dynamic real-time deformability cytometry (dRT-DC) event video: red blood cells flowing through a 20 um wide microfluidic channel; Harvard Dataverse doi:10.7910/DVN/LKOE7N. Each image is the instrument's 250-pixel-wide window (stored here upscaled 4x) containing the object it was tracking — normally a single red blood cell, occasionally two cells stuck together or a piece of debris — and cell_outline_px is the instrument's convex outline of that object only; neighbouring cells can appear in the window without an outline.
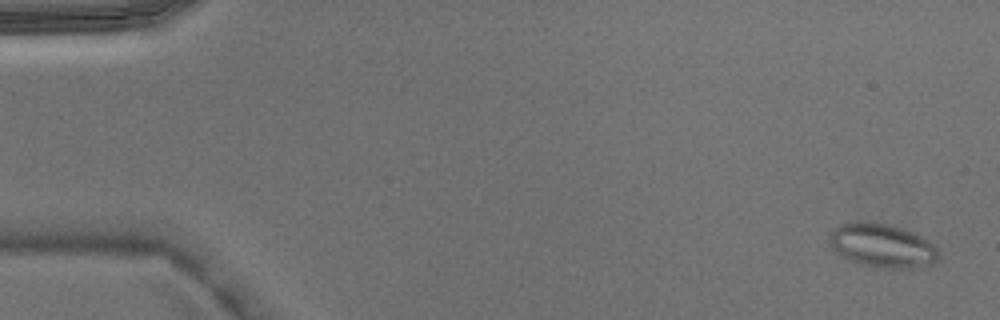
{"species": "Egyptian fruit bat (a non-hibernating species)", "species_latin": "Rousettus aegyptiacus", "temperature_condition": "warm", "stored_images_in_passage": 5, "camera_frame_rate_fps": 3000, "um_per_image_px": 0.085, "animal": {"sex": "male"}, "frame": {"image": 1, "passage_image": 1, "time_ms": 0.0, "image_size_px": [1000, 320], "cell_outline_px": [[940, 256], [932, 264], [908, 268], [884, 268], [860, 264], [848, 260], [832, 248], [828, 240], [828, 236], [832, 228], [836, 224], [852, 220], [856, 220], [884, 224], [900, 228], [912, 232], [928, 240], [936, 248]], "centroid_in_image_um": [74.91, 20.85], "position_along_channel_um": 10.1, "area_um2": 27.98}}
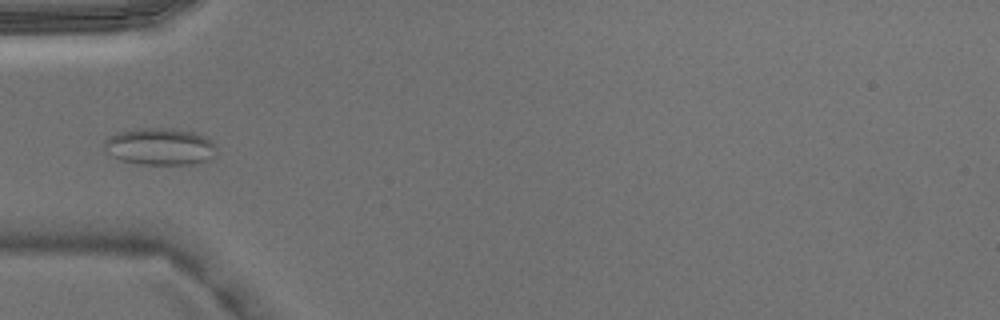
{"frame": {"image": 2, "passage_image": 5, "time_ms": 1.333, "image_size_px": [1000, 320], "cell_outline_px": [[216, 156], [208, 160], [192, 164], [144, 164], [120, 160], [112, 156], [104, 148], [104, 140], [108, 136], [116, 132], [140, 128], [172, 128], [196, 132], [212, 140], [216, 144]], "centroid_in_image_um": [13.62, 12.44], "position_along_channel_um": 71.4, "area_um2": 24.51}}